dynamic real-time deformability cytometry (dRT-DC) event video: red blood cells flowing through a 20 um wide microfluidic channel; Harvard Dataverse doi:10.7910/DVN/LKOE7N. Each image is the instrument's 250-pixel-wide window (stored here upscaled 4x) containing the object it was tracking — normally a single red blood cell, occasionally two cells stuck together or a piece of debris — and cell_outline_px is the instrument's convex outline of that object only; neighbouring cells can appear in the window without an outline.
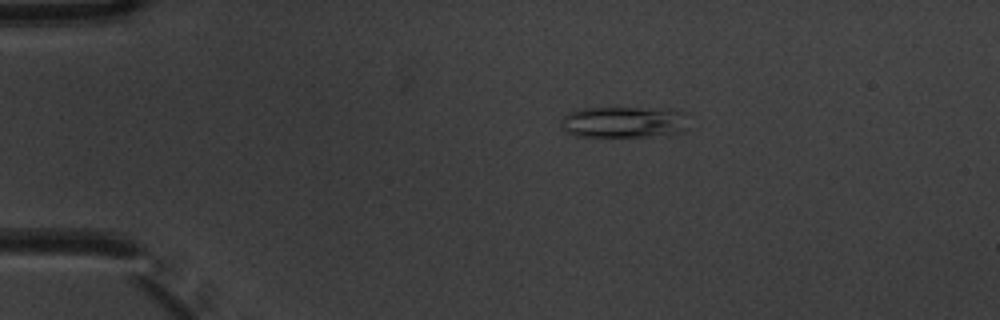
{"species": "common noctule bat (a hibernating species)", "species_latin": "Nyctalus noctula", "temperature_condition": "warm", "stored_images_in_passage": 5, "camera_frame_rate_fps": 3000, "um_per_image_px": 0.085, "animal": {"sex": "male", "body_mass_g": 20.1, "forearm_length_mm": 53.5}, "frame": {"image": 1, "passage_image": 5, "time_ms": 1.333, "image_size_px": [1000, 320], "cell_outline_px": [[688, 128], [684, 132], [644, 136], [576, 136], [568, 132], [560, 124], [560, 120], [568, 112], [584, 108], [660, 108], [676, 112]], "centroid_in_image_um": [52.9, 10.38], "position_along_channel_um": 32.1, "area_um2": 22.6}}